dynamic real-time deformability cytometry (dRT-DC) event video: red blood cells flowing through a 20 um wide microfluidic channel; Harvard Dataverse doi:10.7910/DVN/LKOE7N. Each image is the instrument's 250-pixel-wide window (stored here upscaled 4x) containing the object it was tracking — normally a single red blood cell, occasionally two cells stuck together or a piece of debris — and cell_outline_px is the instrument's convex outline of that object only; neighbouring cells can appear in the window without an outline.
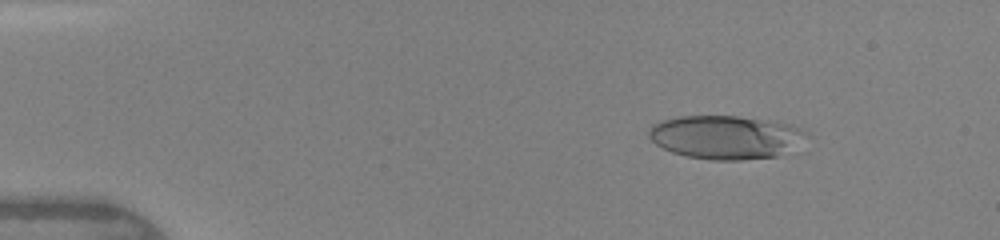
{"species": "human", "species_latin": "Homo sapiens", "temperature_condition": "warm", "stored_images_in_passage": 13, "camera_frame_rate_fps": 3000, "um_per_image_px": 0.085, "donor": {"sex": "female"}, "frame": {"image": 1, "passage_image": 6, "time_ms": 1.667, "image_size_px": [1000, 240], "cell_outline_px": [[808, 136], [776, 156], [740, 160], [712, 160], [688, 156], [672, 152], [656, 144], [648, 136], [648, 132], [652, 124], [660, 120], [680, 116], [736, 116], [792, 124], [808, 132]], "centroid_in_image_um": [61.62, 11.64], "position_along_channel_um": 23.4, "area_um2": 39.54}}
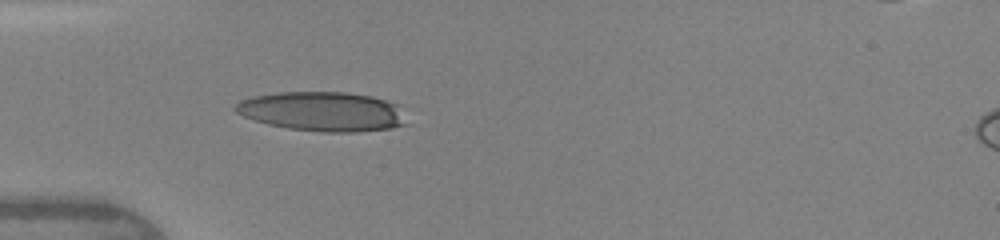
{"frame": {"image": 2, "passage_image": 13, "time_ms": 4.333, "image_size_px": [1000, 240], "cell_outline_px": [[408, 124], [392, 128], [356, 132], [320, 132], [288, 128], [268, 124], [244, 116], [236, 112], [232, 108], [240, 100], [256, 96], [276, 92], [348, 92], [372, 96], [396, 104]], "centroid_in_image_um": [27.41, 9.48], "position_along_channel_um": 57.6, "area_um2": 39.25}}